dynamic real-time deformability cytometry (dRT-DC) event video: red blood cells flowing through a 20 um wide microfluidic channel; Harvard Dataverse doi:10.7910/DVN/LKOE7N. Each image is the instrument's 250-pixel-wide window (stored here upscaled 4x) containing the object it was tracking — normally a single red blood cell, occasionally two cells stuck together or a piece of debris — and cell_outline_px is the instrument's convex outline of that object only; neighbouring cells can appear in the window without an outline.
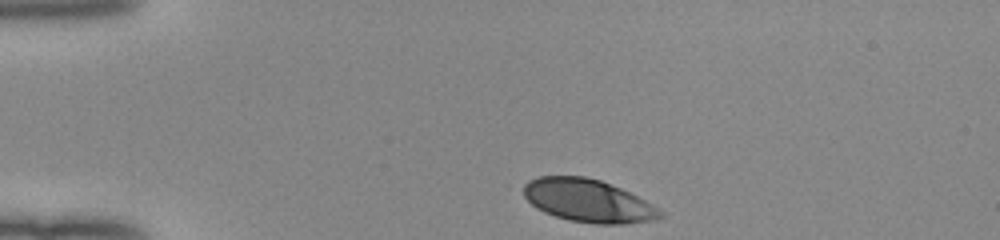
{"species": "human", "species_latin": "Homo sapiens", "temperature_condition": "room temperature", "stored_images_in_passage": 34, "camera_frame_rate_fps": 3000, "um_per_image_px": 0.085, "donor": {"sex": "female"}, "frame": {"image": 1, "passage_image": 1, "time_ms": 0.0, "image_size_px": [1000, 240], "cell_outline_px": [[664, 216], [656, 220], [624, 224], [596, 224], [568, 220], [544, 212], [536, 208], [524, 196], [524, 184], [528, 180], [536, 176], [584, 176], [600, 180], [620, 188], [652, 204], [664, 212]], "centroid_in_image_um": [49.99, 17.07], "position_along_channel_um": 35.0, "area_um2": 34.16}}
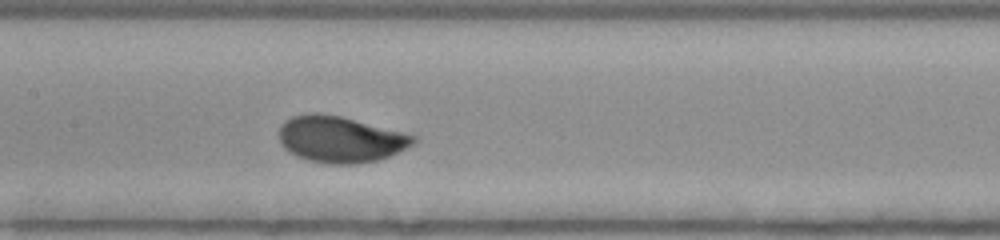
{"frame": {"image": 2, "passage_image": 16, "time_ms": 5.0, "image_size_px": [1000, 240], "cell_outline_px": [[416, 144], [408, 148], [380, 160], [356, 164], [324, 164], [308, 160], [296, 156], [284, 148], [280, 144], [280, 124], [284, 120], [292, 116], [308, 112], [320, 112], [340, 116], [408, 132], [416, 136]], "centroid_in_image_um": [28.96, 11.83], "position_along_channel_um": 178.4, "area_um2": 37.05}}
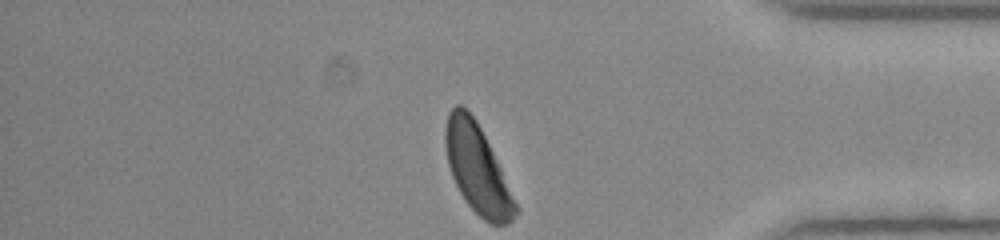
{"frame": {"image": 3, "passage_image": 34, "time_ms": 11.0, "image_size_px": [1000, 240], "cell_outline_px": [[520, 208], [512, 220], [508, 224], [492, 224], [484, 220], [464, 200], [452, 176], [448, 164], [444, 144], [444, 132], [448, 112], [456, 104], [460, 104], [476, 120]], "centroid_in_image_um": [40.56, 14.38], "position_along_channel_um": 394.6, "area_um2": 35.66}, "authors_computed_cell_mechanics": {"area_um2": 35.3736, "velocity_mm_per_s": 3.9657, "shape_relaxation_time_tau1_ms": 1.8013, "shape_relaxation_time_tau2_ms": null, "deformation_change_tau1": 0.1437, "deformation_change_tau2": null}}